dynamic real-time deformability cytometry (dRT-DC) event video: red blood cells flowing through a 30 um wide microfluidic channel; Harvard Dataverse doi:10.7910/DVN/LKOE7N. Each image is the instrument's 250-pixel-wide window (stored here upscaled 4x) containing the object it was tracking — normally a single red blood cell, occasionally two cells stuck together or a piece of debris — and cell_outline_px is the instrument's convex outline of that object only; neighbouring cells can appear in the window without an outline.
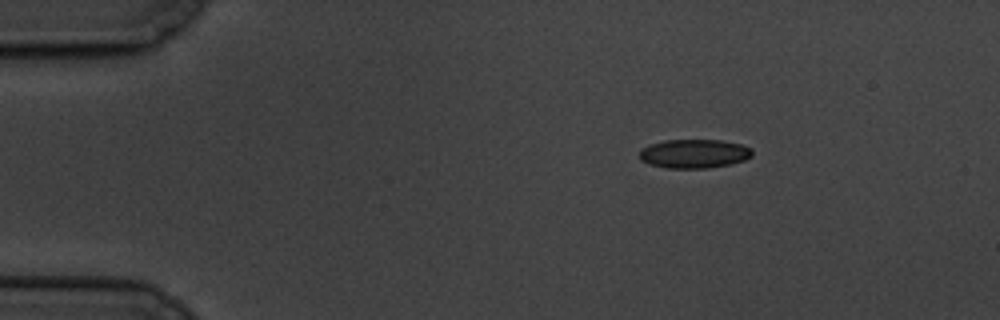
{"species": "common noctule bat (a hibernating species)", "species_latin": "Nyctalus noctula", "temperature_condition": "cold", "stored_images_in_passage": 4, "camera_frame_rate_fps": 3000, "um_per_image_px": 0.085, "animal": {"sex": "male", "body_mass_g": 19.5, "forearm_length_mm": 54.6}, "frame": {"image": 1, "passage_image": 1, "time_ms": 0.0, "image_size_px": [1000, 320], "cell_outline_px": [[752, 156], [744, 160], [728, 164], [708, 168], [668, 168], [648, 164], [640, 160], [640, 148], [648, 144], [664, 140], [720, 140], [740, 144], [752, 148]], "centroid_in_image_um": [58.96, 13.06], "position_along_channel_um": 26.0, "area_um2": 19.07}}
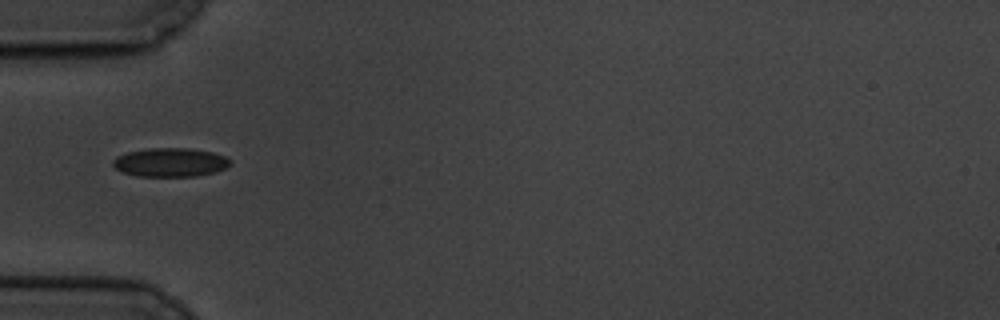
{"frame": {"image": 2, "passage_image": 4, "time_ms": 3.333, "image_size_px": [1000, 320], "cell_outline_px": [[232, 164], [216, 172], [196, 176], [136, 176], [124, 172], [116, 168], [112, 164], [112, 160], [116, 156], [128, 152], [148, 148], [188, 148], [212, 152], [224, 156]], "centroid_in_image_um": [14.45, 13.8], "position_along_channel_um": 70.5, "area_um2": 19.59}}